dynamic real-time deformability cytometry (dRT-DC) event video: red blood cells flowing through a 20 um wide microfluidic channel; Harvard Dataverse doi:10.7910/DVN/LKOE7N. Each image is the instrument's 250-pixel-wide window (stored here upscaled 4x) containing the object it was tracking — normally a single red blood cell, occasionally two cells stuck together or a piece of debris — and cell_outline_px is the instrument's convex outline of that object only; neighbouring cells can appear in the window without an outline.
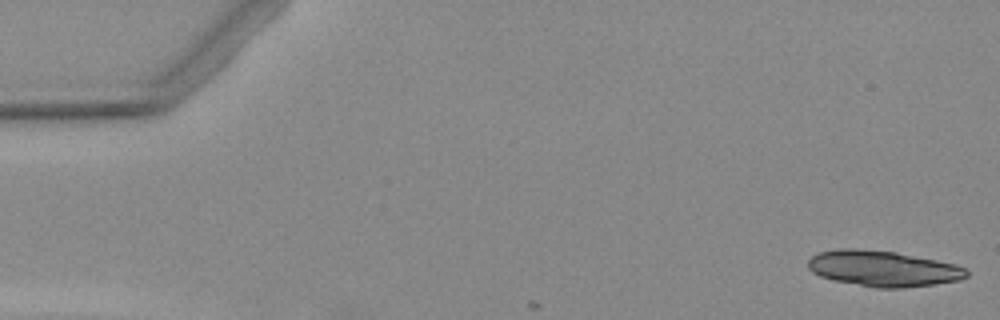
{"species": "Egyptian fruit bat (a non-hibernating species)", "species_latin": "Rousettus aegyptiacus", "temperature_condition": "warm", "stored_images_in_passage": 7, "camera_frame_rate_fps": 3000, "um_per_image_px": 0.085, "animal": {"sex": "female"}, "frame": {"image": 1, "passage_image": 1, "time_ms": 0.0, "image_size_px": [1000, 320], "cell_outline_px": [[968, 276], [960, 280], [932, 284], [900, 288], [876, 288], [836, 280], [820, 276], [812, 272], [808, 268], [808, 260], [812, 256], [820, 252], [840, 248], [856, 248], [896, 252], [956, 264], [964, 268], [968, 272]], "centroid_in_image_um": [75.05, 22.82], "position_along_channel_um": 9.9, "area_um2": 32.83}}
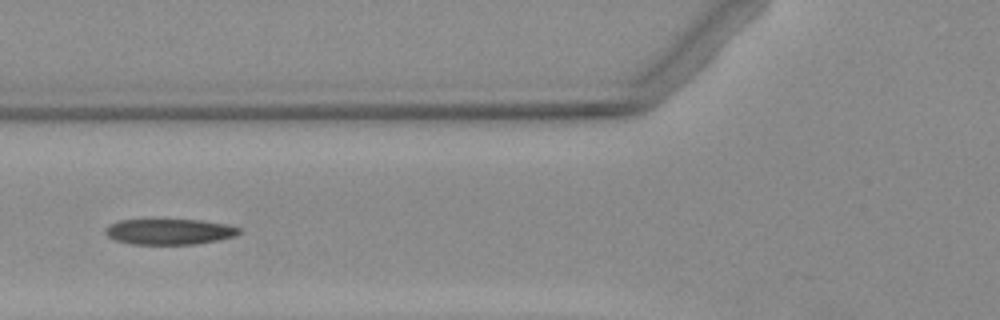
{"frame": {"image": 2, "passage_image": 6, "time_ms": 6.333, "image_size_px": [1000, 320], "cell_outline_px": [[240, 232], [236, 236], [196, 244], [132, 244], [116, 240], [108, 236], [104, 232], [104, 228], [108, 224], [120, 220], [200, 220], [224, 224], [240, 228]], "centroid_in_image_um": [14.36, 19.69], "position_along_channel_um": 111.4, "area_um2": 19.88}}
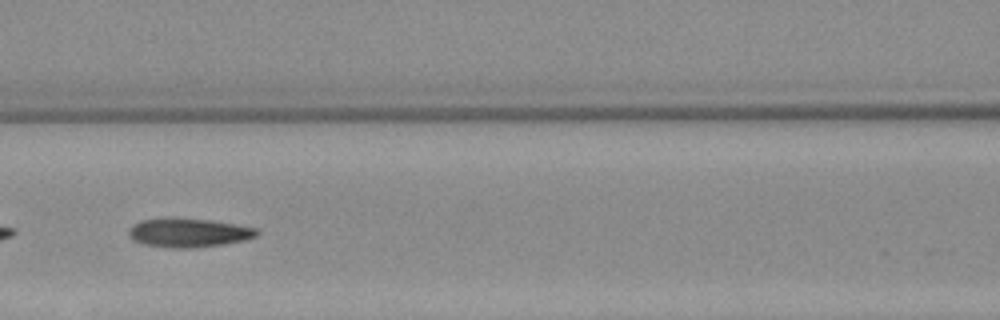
{"frame": {"image": 3, "passage_image": 7, "time_ms": 7.333, "image_size_px": [1000, 320], "cell_outline_px": [[260, 232], [256, 236], [244, 240], [220, 244], [188, 248], [176, 248], [144, 244], [136, 240], [128, 232], [140, 220], [212, 220], [236, 224], [256, 228]], "centroid_in_image_um": [16.13, 19.8], "position_along_channel_um": 150.5, "area_um2": 20.4}}